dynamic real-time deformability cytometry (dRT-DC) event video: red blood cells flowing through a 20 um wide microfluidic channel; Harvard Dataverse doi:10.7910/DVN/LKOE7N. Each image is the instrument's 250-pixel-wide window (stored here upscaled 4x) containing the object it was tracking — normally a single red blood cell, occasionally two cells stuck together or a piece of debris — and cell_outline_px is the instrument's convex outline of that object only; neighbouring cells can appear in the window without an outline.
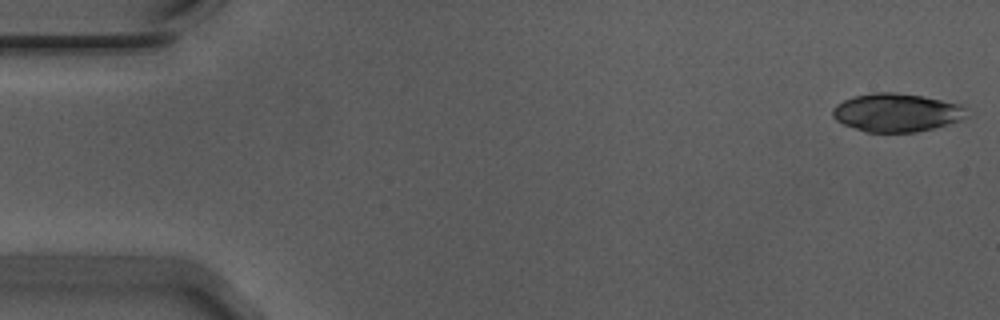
{"species": "Egyptian fruit bat (a non-hibernating species)", "species_latin": "Rousettus aegyptiacus", "temperature_condition": "warm", "stored_images_in_passage": 13, "camera_frame_rate_fps": 3000, "um_per_image_px": 0.085, "animal": {"sex": "male"}, "frame": {"image": 1, "passage_image": 1, "time_ms": 0.0, "image_size_px": [1000, 320], "cell_outline_px": [[972, 116], [948, 124], [916, 132], [864, 132], [844, 124], [836, 120], [832, 116], [832, 108], [836, 104], [844, 100], [856, 96], [872, 92], [892, 92], [924, 96], [960, 104]], "centroid_in_image_um": [76.22, 9.57], "position_along_channel_um": 8.8, "area_um2": 30.06}}